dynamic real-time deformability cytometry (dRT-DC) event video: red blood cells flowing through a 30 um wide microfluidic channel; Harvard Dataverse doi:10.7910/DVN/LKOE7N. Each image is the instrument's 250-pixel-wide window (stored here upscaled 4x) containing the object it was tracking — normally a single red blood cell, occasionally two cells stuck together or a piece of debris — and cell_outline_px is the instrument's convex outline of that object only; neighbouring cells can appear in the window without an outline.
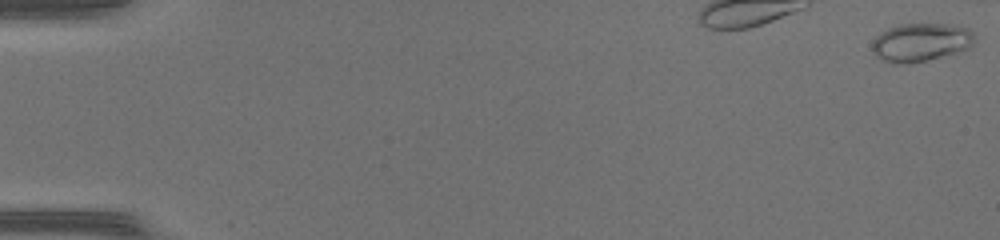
{"species": "common noctule bat (a hibernating species)", "species_latin": "Nyctalus noctula", "temperature_condition": "warm", "stored_images_in_passage": 38, "camera_frame_rate_fps": 3000, "um_per_image_px": 0.085, "animal": {"sex": "female", "body_mass_g": 17.0, "forearm_length_mm": 48.0}, "frame": {"image": 1, "passage_image": 1, "time_ms": 0.0, "image_size_px": [1000, 240], "cell_outline_px": [[972, 44], [968, 48], [940, 56], [924, 60], [904, 64], [892, 64], [876, 56], [872, 48], [872, 44], [876, 36], [880, 32], [888, 28], [900, 24], [944, 24], [968, 28], [972, 32]], "centroid_in_image_um": [78.2, 3.59], "position_along_channel_um": 6.8, "area_um2": 22.37}}
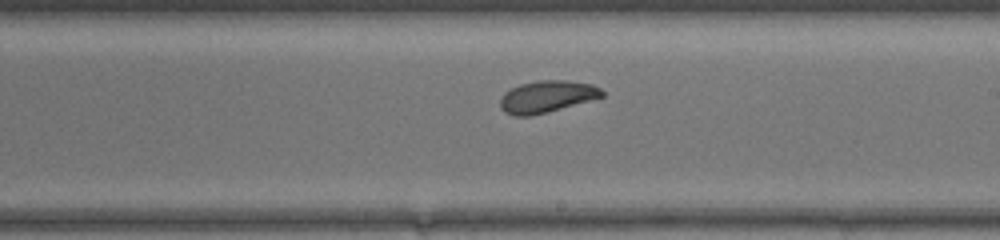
{"frame": {"image": 2, "passage_image": 24, "time_ms": 7.667, "image_size_px": [1000, 240], "cell_outline_px": [[604, 96], [560, 108], [528, 116], [512, 116], [504, 112], [500, 108], [500, 100], [504, 92], [520, 84], [540, 80], [564, 80], [592, 84], [600, 88], [604, 92]], "centroid_in_image_um": [46.44, 8.2], "position_along_channel_um": 242.6, "area_um2": 18.67}}
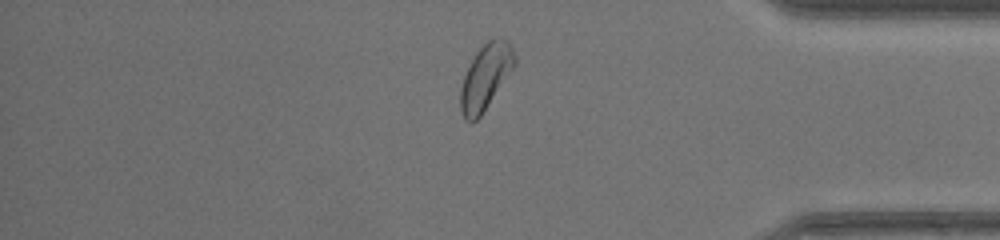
{"frame": {"image": 3, "passage_image": 36, "time_ms": 11.667, "image_size_px": [1000, 240], "cell_outline_px": [[516, 64], [480, 116], [476, 120], [464, 120], [460, 112], [460, 88], [464, 76], [476, 52], [492, 36], [496, 36], [508, 40], [516, 56]], "centroid_in_image_um": [41.28, 6.5], "position_along_channel_um": 393.9, "area_um2": 20.46}}